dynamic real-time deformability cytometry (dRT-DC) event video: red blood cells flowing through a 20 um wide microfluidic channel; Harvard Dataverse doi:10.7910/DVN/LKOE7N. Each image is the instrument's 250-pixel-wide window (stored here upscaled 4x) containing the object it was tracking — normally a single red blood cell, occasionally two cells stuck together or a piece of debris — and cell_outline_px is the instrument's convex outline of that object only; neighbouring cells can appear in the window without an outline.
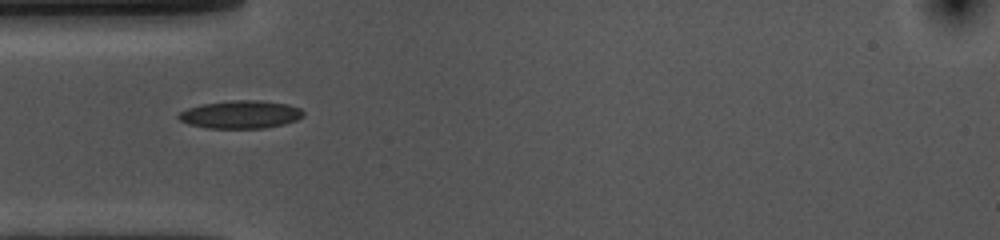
{"species": "common noctule bat (a hibernating species)", "species_latin": "Nyctalus noctula", "temperature_condition": "cold", "stored_images_in_passage": 40, "camera_frame_rate_fps": 3000, "um_per_image_px": 0.085, "animal": {"sex": "female", "body_mass_g": 10.0, "forearm_length_mm": 53.1}, "frame": {"image": 1, "passage_image": 1, "time_ms": 0.0, "image_size_px": [1000, 240], "cell_outline_px": [[304, 116], [296, 120], [284, 124], [264, 128], [208, 128], [188, 124], [180, 120], [176, 116], [180, 112], [188, 108], [200, 104], [232, 100], [260, 100], [288, 104], [300, 108], [304, 112]], "centroid_in_image_um": [20.45, 9.72], "position_along_channel_um": 64.5, "area_um2": 20.4}}
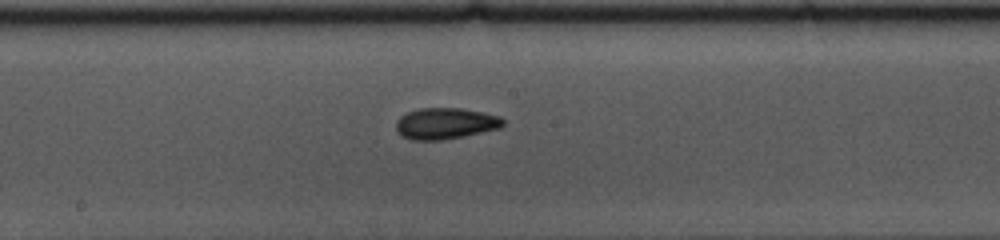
{"frame": {"image": 2, "passage_image": 13, "time_ms": 4.0, "image_size_px": [1000, 240], "cell_outline_px": [[504, 124], [500, 128], [464, 136], [440, 140], [412, 140], [396, 132], [396, 120], [400, 116], [408, 112], [420, 108], [460, 108], [484, 112], [500, 116], [504, 120]], "centroid_in_image_um": [37.86, 10.49], "position_along_channel_um": 210.3, "area_um2": 19.54}}
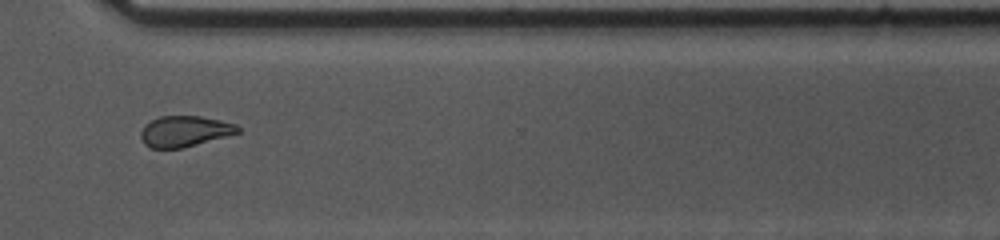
{"frame": {"image": 3, "passage_image": 25, "time_ms": 8.0, "image_size_px": [1000, 240], "cell_outline_px": [[240, 132], [180, 148], [148, 148], [144, 144], [140, 136], [140, 132], [144, 124], [160, 116], [200, 116], [220, 120], [236, 124], [240, 128]], "centroid_in_image_um": [15.65, 11.15], "position_along_channel_um": 355.0, "area_um2": 17.28}, "authors_computed_cell_mechanics": {"area_um2": 18.4671, "velocity_mm_per_s": 3.6238, "shape_relaxation_time_tau1_ms": 7.7324, "shape_relaxation_time_tau2_ms": 4.1066, "deformation_change_tau1": 0.1549, "deformation_change_tau2": 0.0956}}